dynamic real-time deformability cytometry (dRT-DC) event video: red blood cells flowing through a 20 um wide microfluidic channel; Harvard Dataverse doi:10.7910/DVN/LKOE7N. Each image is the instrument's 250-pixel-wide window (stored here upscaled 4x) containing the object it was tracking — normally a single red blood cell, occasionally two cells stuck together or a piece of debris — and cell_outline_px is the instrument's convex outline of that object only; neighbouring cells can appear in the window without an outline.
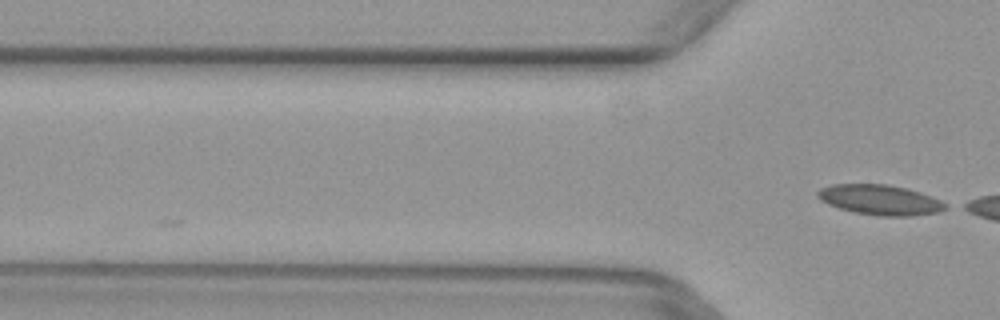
{"species": "common noctule bat (a hibernating species)", "species_latin": "Nyctalus noctula", "temperature_condition": "warm", "stored_images_in_passage": 3, "camera_frame_rate_fps": 3000, "um_per_image_px": 0.085, "animal": {"sex": "female", "body_mass_g": 29.2, "forearm_length_mm": 56.3}, "frame": {"image": 1, "passage_image": 3, "time_ms": 0.667, "image_size_px": [1000, 320], "cell_outline_px": [[948, 208], [940, 212], [912, 216], [876, 216], [852, 212], [828, 204], [820, 200], [816, 196], [816, 192], [820, 188], [832, 184], [888, 184], [908, 188], [920, 192], [940, 200], [948, 204]], "centroid_in_image_um": [74.81, 16.99], "position_along_channel_um": 51.0, "area_um2": 22.77}}